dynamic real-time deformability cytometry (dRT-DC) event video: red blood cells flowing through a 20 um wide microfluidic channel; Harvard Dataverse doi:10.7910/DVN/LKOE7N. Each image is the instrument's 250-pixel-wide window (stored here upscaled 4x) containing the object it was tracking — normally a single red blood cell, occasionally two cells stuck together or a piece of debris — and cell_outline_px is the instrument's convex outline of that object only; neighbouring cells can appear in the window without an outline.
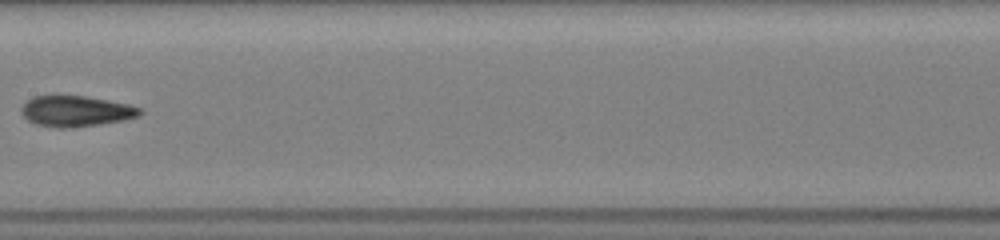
{"species": "common noctule bat (a hibernating species)", "species_latin": "Nyctalus noctula", "temperature_condition": "room temperature", "stored_images_in_passage": 24, "camera_frame_rate_fps": 3000, "um_per_image_px": 0.085, "animal": {"sex": "female", "body_mass_g": 19.5, "forearm_length_mm": 54.1}, "frame": {"image": 1, "passage_image": 14, "time_ms": 9.0, "image_size_px": [1000, 240], "cell_outline_px": [[144, 112], [140, 116], [124, 120], [68, 128], [56, 128], [36, 124], [28, 120], [20, 112], [20, 108], [32, 96], [84, 96], [108, 100], [128, 104], [140, 108]], "centroid_in_image_um": [6.45, 9.45], "position_along_channel_um": 200.9, "area_um2": 21.15}}